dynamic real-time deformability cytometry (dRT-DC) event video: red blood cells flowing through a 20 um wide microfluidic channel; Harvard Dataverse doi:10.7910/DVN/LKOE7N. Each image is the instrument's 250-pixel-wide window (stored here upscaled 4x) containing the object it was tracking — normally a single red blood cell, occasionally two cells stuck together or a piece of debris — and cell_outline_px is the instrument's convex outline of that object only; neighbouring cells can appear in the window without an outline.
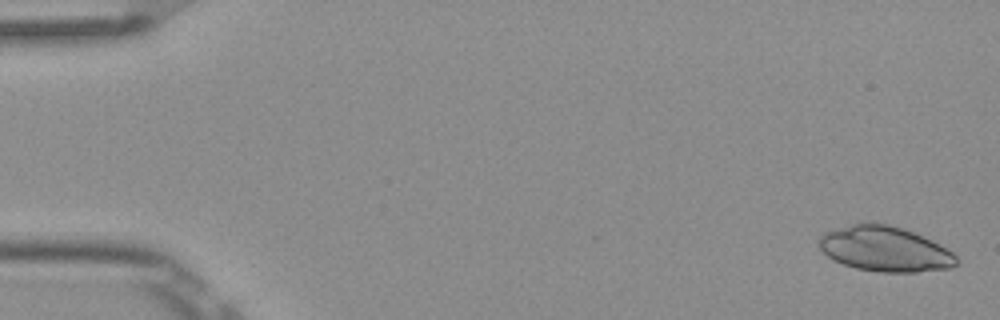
{"species": "Egyptian fruit bat (a non-hibernating species)", "species_latin": "Rousettus aegyptiacus", "temperature_condition": "room temperature", "stored_images_in_passage": 6, "segment_of_instrument_passage": [1, 2], "camera_frame_rate_fps": 3000, "um_per_image_px": 0.085, "frame": {"image": 1, "passage_image": 1, "time_ms": 0.0, "image_size_px": [1000, 320], "cell_outline_px": [[960, 264], [952, 268], [916, 272], [880, 272], [856, 268], [832, 260], [820, 248], [820, 236], [824, 232], [860, 220], [888, 224], [912, 232], [932, 240], [952, 252], [960, 260]], "centroid_in_image_um": [75.22, 21.15], "position_along_channel_um": 9.8, "area_um2": 36.53}}